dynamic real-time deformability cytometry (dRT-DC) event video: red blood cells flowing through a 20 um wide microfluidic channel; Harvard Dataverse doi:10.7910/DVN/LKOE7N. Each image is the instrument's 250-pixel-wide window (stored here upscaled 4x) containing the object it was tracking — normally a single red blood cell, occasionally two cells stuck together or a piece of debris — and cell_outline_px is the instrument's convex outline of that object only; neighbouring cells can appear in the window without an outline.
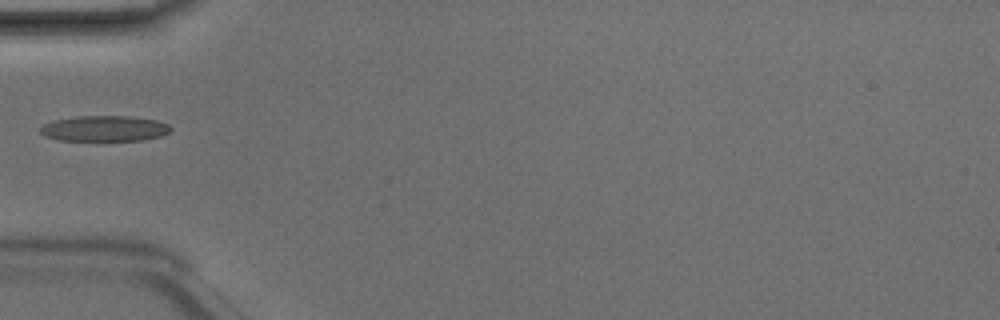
{"species": "Egyptian fruit bat (a non-hibernating species)", "species_latin": "Rousettus aegyptiacus", "temperature_condition": "room temperature", "stored_images_in_passage": 33, "camera_frame_rate_fps": 3000, "um_per_image_px": 0.085, "animal": {"sex": "male"}, "frame": {"image": 1, "passage_image": 1, "time_ms": 0.0, "image_size_px": [1000, 320], "cell_outline_px": [[172, 128], [168, 132], [160, 136], [140, 140], [60, 140], [44, 136], [36, 128], [52, 120], [76, 116], [128, 116], [156, 120], [168, 124]], "centroid_in_image_um": [8.81, 10.91], "position_along_channel_um": 76.2, "area_um2": 19.48}}
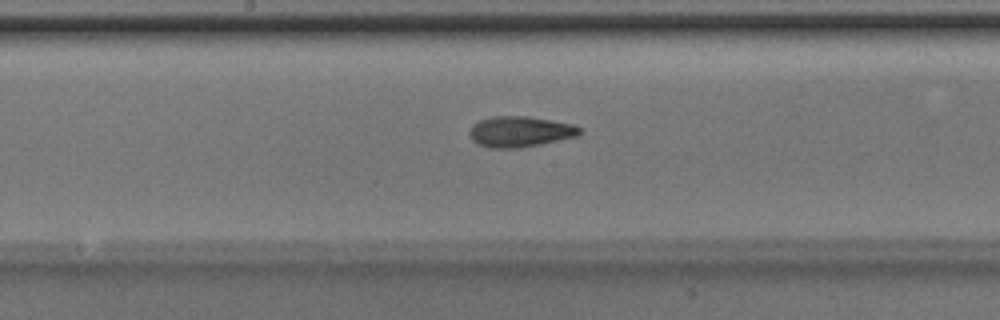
{"frame": {"image": 2, "passage_image": 10, "time_ms": 3.0, "image_size_px": [1000, 320], "cell_outline_px": [[584, 132], [580, 136], [520, 148], [492, 148], [480, 144], [472, 140], [468, 132], [472, 124], [480, 120], [492, 116], [528, 116], [572, 124], [580, 128]], "centroid_in_image_um": [44.22, 11.19], "position_along_channel_um": 204.0, "area_um2": 19.83}}
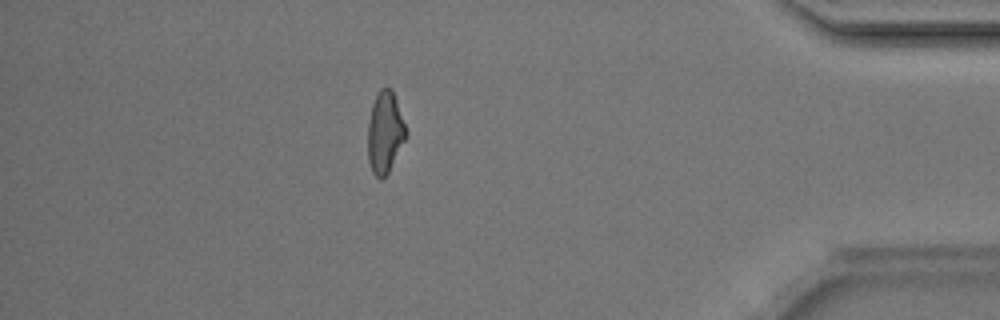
{"frame": {"image": 3, "passage_image": 27, "time_ms": 8.667, "image_size_px": [1000, 320], "cell_outline_px": [[408, 136], [388, 172], [380, 180], [372, 172], [368, 160], [368, 124], [372, 104], [380, 88], [392, 88], [408, 132]], "centroid_in_image_um": [32.73, 11.25], "position_along_channel_um": 402.5, "area_um2": 18.21}}